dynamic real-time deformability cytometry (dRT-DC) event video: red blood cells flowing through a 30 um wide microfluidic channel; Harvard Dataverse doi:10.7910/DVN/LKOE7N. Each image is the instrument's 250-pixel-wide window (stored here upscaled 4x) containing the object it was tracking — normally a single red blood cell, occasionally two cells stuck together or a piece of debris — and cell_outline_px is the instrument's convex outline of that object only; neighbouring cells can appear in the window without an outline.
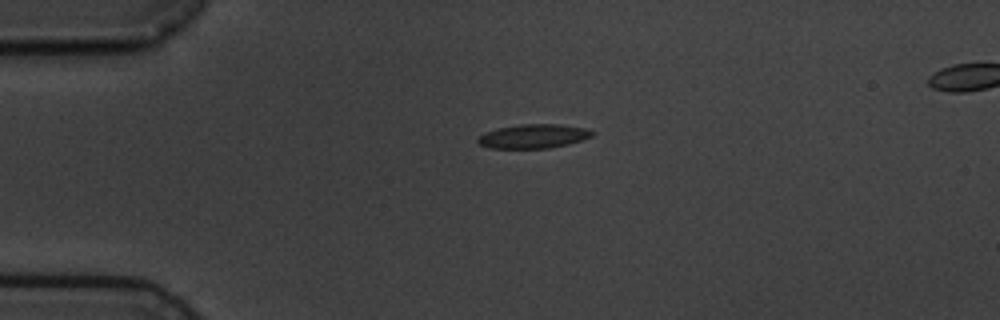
{"species": "common noctule bat (a hibernating species)", "species_latin": "Nyctalus noctula", "temperature_condition": "cold", "stored_images_in_passage": 2, "segment_of_instrument_passage": [1, 2], "camera_frame_rate_fps": 3000, "um_per_image_px": 0.085, "animal": {"sex": "male", "body_mass_g": 19.5, "forearm_length_mm": 54.6}, "frame": {"image": 1, "passage_image": 1, "time_ms": 0.0, "image_size_px": [1000, 320], "cell_outline_px": [[592, 136], [568, 144], [548, 148], [488, 148], [480, 144], [476, 140], [480, 136], [496, 128], [520, 124], [556, 124], [584, 128], [592, 132]], "centroid_in_image_um": [45.3, 11.58], "position_along_channel_um": 39.7, "area_um2": 15.72}}